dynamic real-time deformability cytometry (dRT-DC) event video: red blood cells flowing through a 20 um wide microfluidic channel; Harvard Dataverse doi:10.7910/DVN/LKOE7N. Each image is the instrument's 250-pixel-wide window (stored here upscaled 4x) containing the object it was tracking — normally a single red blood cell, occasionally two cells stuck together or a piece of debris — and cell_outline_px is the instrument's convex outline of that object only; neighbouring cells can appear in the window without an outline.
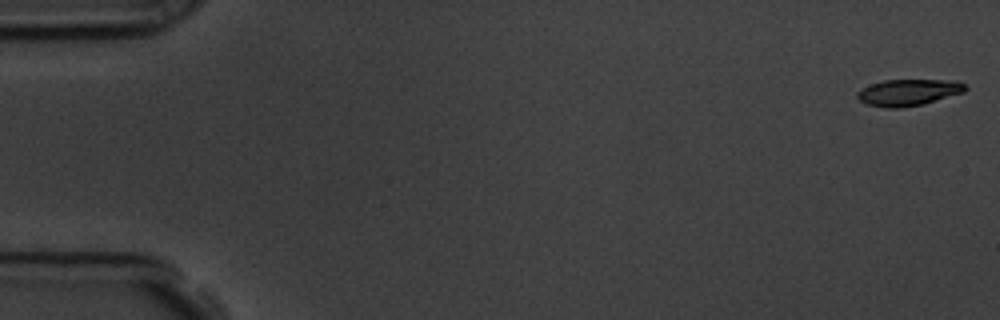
{"species": "common noctule bat (a hibernating species)", "species_latin": "Nyctalus noctula", "temperature_condition": "room temperature", "stored_images_in_passage": 57, "camera_frame_rate_fps": 3000, "um_per_image_px": 0.085, "animal": {"sex": "male", "body_mass_g": 19.5, "forearm_length_mm": 54.6}, "frame": {"image": 1, "passage_image": 1, "time_ms": 0.0, "image_size_px": [1000, 320], "cell_outline_px": [[968, 88], [964, 92], [924, 104], [900, 108], [884, 108], [864, 104], [856, 96], [856, 92], [872, 84], [884, 80], [956, 80], [964, 84]], "centroid_in_image_um": [77.21, 7.86], "position_along_channel_um": 7.8, "area_um2": 16.76}}
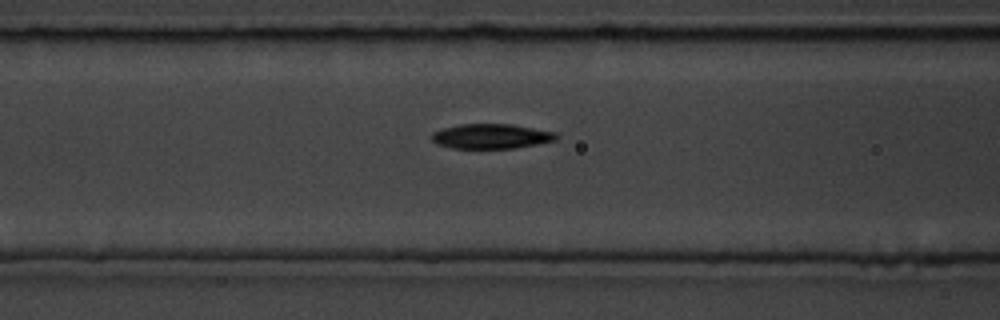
{"frame": {"image": 2, "passage_image": 23, "time_ms": 7.333, "image_size_px": [1000, 320], "cell_outline_px": [[560, 136], [556, 140], [516, 148], [452, 148], [436, 144], [432, 140], [432, 132], [444, 128], [460, 124], [512, 124], [556, 132]], "centroid_in_image_um": [41.77, 11.58], "position_along_channel_um": 124.8, "area_um2": 18.03}}
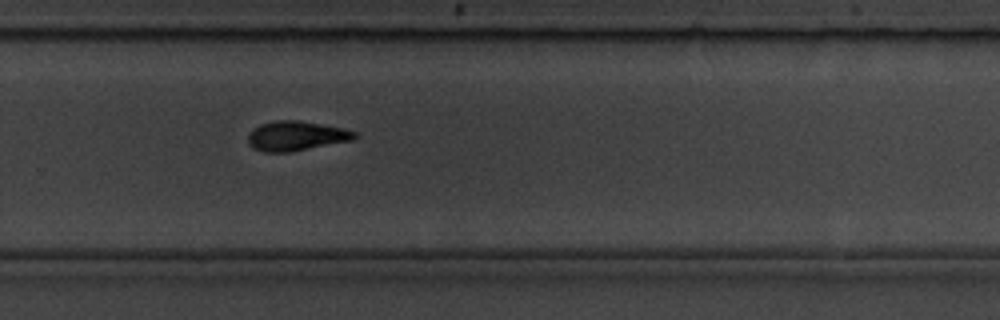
{"frame": {"image": 3, "passage_image": 38, "time_ms": 12.333, "image_size_px": [1000, 320], "cell_outline_px": [[356, 136], [352, 140], [292, 152], [264, 152], [256, 148], [248, 140], [248, 132], [252, 128], [260, 124], [276, 120], [296, 120], [344, 128], [356, 132]], "centroid_in_image_um": [25.16, 11.55], "position_along_channel_um": 304.6, "area_um2": 18.26}, "authors_computed_cell_mechanics": {"area_um2": 18.0336, "velocity_mm_per_s": 3.6039, "shape_relaxation_time_tau1_ms": 3.3138, "shape_relaxation_time_tau2_ms": 7.591, "deformation_change_tau1": 0.143, "deformation_change_tau2": 0.1445}}